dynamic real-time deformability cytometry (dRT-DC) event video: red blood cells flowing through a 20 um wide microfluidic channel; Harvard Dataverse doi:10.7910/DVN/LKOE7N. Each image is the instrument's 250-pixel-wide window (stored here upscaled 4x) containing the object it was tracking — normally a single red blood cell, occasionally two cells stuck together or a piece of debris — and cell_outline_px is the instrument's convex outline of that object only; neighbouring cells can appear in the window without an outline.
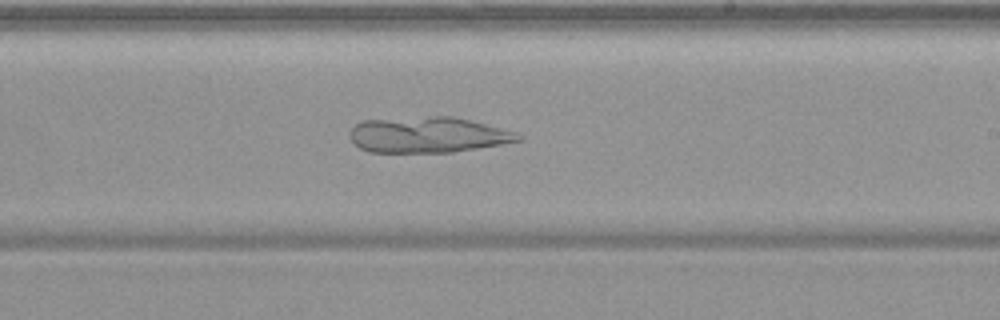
{"species": "common noctule bat (a hibernating species)", "species_latin": "Nyctalus noctula", "temperature_condition": "warm", "stored_images_in_passage": 39, "camera_frame_rate_fps": 3000, "um_per_image_px": 0.085, "animal": {"sex": "female", "body_mass_g": 19.9}, "frame": {"image": 1, "passage_image": 23, "time_ms": 7.333, "image_size_px": [1000, 320], "cell_outline_px": [[524, 140], [452, 152], [368, 152], [360, 148], [348, 136], [348, 132], [356, 124], [364, 120], [432, 116], [452, 116], [520, 132], [524, 136]], "centroid_in_image_um": [36.4, 11.46], "position_along_channel_um": 252.6, "area_um2": 35.2}}